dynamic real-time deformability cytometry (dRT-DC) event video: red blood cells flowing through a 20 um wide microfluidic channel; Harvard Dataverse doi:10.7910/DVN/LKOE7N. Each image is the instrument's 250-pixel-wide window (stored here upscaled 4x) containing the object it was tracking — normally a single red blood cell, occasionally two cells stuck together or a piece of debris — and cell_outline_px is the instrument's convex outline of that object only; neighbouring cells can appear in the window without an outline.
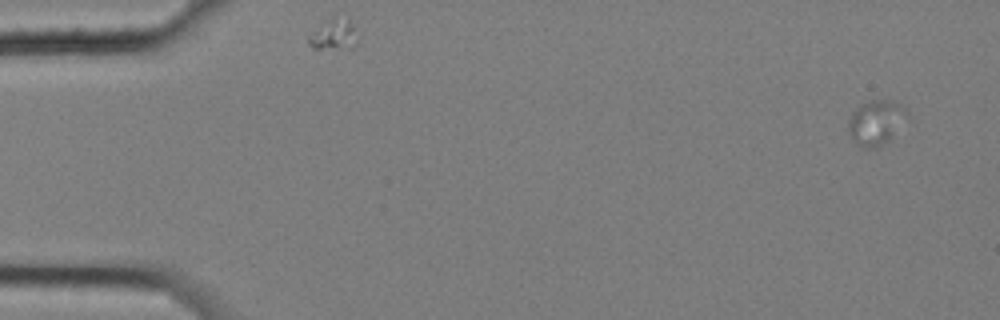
{"species": "common noctule bat (a hibernating species)", "species_latin": "Nyctalus noctula", "temperature_condition": "cold", "stored_images_in_passage": 5, "camera_frame_rate_fps": 3000, "um_per_image_px": 0.085, "animal": {"sex": "female", "body_mass_g": 25.1}, "frame": {"image": 1, "passage_image": 1, "time_ms": 0.0, "image_size_px": [1000, 320], "cell_outline_px": [[908, 116], [876, 148], [864, 148], [852, 140], [848, 132], [848, 120], [856, 108], [872, 100], [888, 100], [900, 104], [908, 112]], "centroid_in_image_um": [74.39, 10.38], "position_along_channel_um": 10.6, "area_um2": 14.51}}
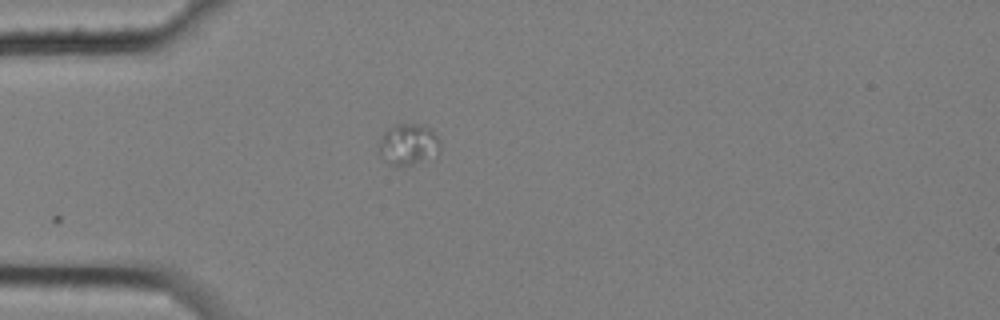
{"frame": {"image": 2, "passage_image": 5, "time_ms": 1.333, "image_size_px": [1000, 320], "cell_outline_px": [[440, 152], [436, 156], [404, 168], [396, 168], [388, 164], [380, 152], [380, 140], [384, 132], [388, 128], [396, 124], [424, 124], [432, 128], [440, 140]], "centroid_in_image_um": [34.76, 12.3], "position_along_channel_um": 50.2, "area_um2": 15.26}}